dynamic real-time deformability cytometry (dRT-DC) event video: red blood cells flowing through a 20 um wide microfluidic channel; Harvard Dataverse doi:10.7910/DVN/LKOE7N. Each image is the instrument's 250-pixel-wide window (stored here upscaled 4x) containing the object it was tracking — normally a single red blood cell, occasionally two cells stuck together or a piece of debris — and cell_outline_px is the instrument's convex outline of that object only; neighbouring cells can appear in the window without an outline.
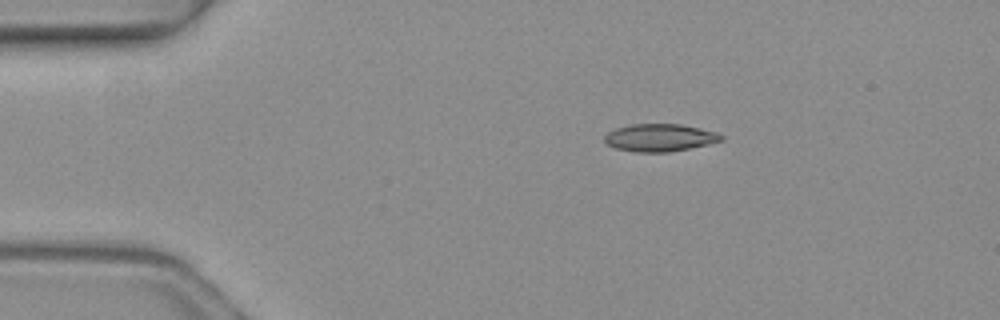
{"species": "common noctule bat (a hibernating species)", "species_latin": "Nyctalus noctula", "temperature_condition": "warm", "stored_images_in_passage": 4, "camera_frame_rate_fps": 3000, "um_per_image_px": 0.085, "animal": {"sex": "female", "body_mass_g": 19.3, "forearm_length_mm": 54.1}, "frame": {"image": 1, "passage_image": 1, "time_ms": 0.0, "image_size_px": [1000, 320], "cell_outline_px": [[724, 140], [708, 144], [668, 152], [636, 152], [616, 148], [608, 144], [604, 140], [604, 136], [608, 132], [616, 128], [632, 124], [680, 124], [700, 128], [716, 132], [724, 136]], "centroid_in_image_um": [56.09, 11.69], "position_along_channel_um": 28.9, "area_um2": 18.61}}
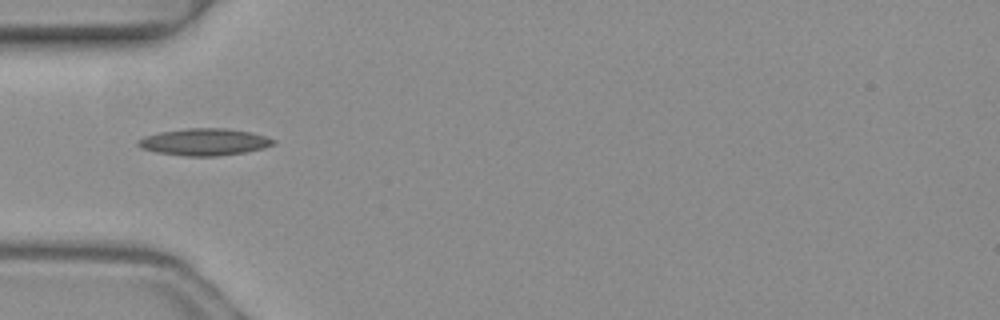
{"frame": {"image": 2, "passage_image": 3, "time_ms": 0.667, "image_size_px": [1000, 320], "cell_outline_px": [[276, 144], [264, 148], [244, 152], [216, 156], [184, 156], [156, 152], [140, 148], [136, 144], [136, 140], [144, 136], [160, 132], [188, 128], [228, 128], [252, 132], [276, 140]], "centroid_in_image_um": [17.36, 12.06], "position_along_channel_um": 67.6, "area_um2": 21.39}}
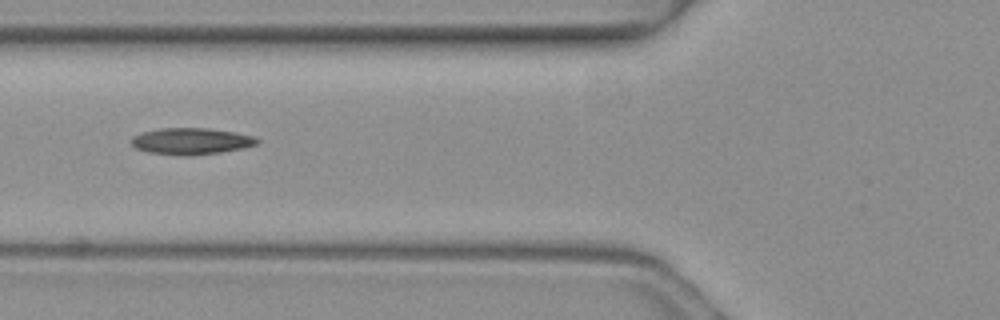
{"frame": {"image": 3, "passage_image": 4, "time_ms": 1.0, "image_size_px": [1000, 320], "cell_outline_px": [[260, 140], [256, 144], [244, 148], [220, 152], [192, 156], [180, 156], [148, 152], [136, 148], [132, 144], [132, 136], [144, 132], [160, 128], [208, 128], [236, 132], [256, 136]], "centroid_in_image_um": [16.28, 12.0], "position_along_channel_um": 109.5, "area_um2": 19.59}}